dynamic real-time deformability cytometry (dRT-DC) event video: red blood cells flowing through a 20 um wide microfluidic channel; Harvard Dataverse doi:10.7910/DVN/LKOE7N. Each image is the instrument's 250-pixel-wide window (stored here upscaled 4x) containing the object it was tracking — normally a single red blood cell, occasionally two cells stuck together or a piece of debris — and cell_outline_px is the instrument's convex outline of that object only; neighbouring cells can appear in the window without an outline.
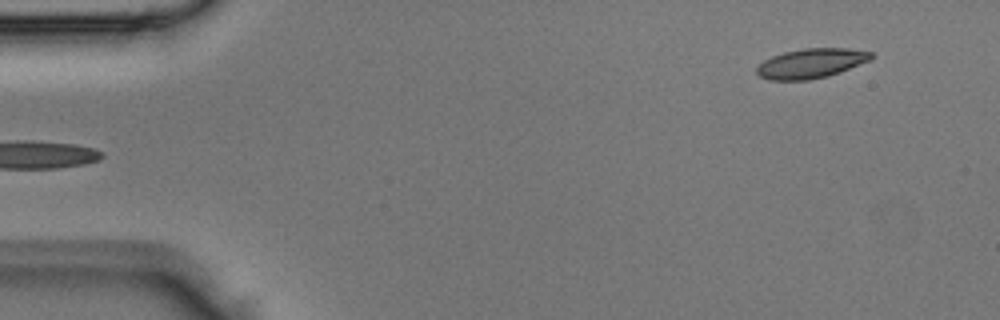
{"species": "Egyptian fruit bat (a non-hibernating species)", "species_latin": "Rousettus aegyptiacus", "temperature_condition": "room temperature", "stored_images_in_passage": 2, "camera_frame_rate_fps": 3000, "um_per_image_px": 0.085, "animal": {"sex": "male"}, "frame": {"image": 1, "passage_image": 2, "time_ms": 0.333, "image_size_px": [1000, 320], "cell_outline_px": [[872, 60], [840, 72], [828, 76], [808, 80], [768, 80], [760, 76], [756, 72], [756, 68], [764, 60], [772, 56], [784, 52], [804, 48], [848, 48], [872, 52]], "centroid_in_image_um": [68.95, 5.38], "position_along_channel_um": 16.0, "area_um2": 19.83}}